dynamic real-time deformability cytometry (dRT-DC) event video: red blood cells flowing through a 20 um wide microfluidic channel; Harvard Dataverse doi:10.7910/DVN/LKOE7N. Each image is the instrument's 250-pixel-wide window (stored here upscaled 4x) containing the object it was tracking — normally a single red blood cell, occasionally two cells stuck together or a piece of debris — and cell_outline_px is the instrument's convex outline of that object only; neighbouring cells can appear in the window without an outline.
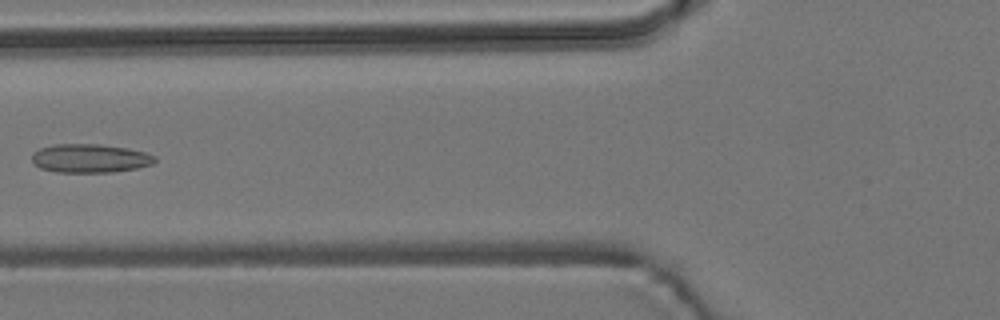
{"species": "common noctule bat (a hibernating species)", "species_latin": "Nyctalus noctula", "temperature_condition": "room temperature", "stored_images_in_passage": 7, "camera_frame_rate_fps": 3000, "um_per_image_px": 0.085, "animal": {"sex": "male", "body_mass_g": 19.2, "forearm_length_mm": 51.8}, "frame": {"image": 1, "passage_image": 6, "time_ms": 6.0, "image_size_px": [1000, 320], "cell_outline_px": [[156, 160], [152, 164], [136, 168], [112, 172], [56, 172], [40, 168], [32, 164], [32, 152], [40, 148], [56, 144], [100, 144], [128, 148], [144, 152], [156, 156]], "centroid_in_image_um": [7.62, 13.45], "position_along_channel_um": 118.2, "area_um2": 20.63}}
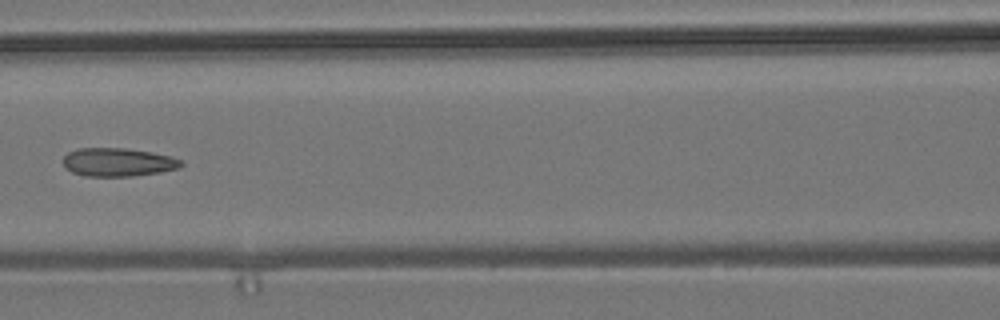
{"frame": {"image": 2, "passage_image": 7, "time_ms": 7.0, "image_size_px": [1000, 320], "cell_outline_px": [[184, 164], [180, 168], [160, 172], [132, 176], [84, 176], [72, 172], [64, 168], [64, 156], [68, 152], [80, 148], [124, 148], [152, 152], [172, 156], [180, 160]], "centroid_in_image_um": [10.03, 13.79], "position_along_channel_um": 156.6, "area_um2": 19.59}}